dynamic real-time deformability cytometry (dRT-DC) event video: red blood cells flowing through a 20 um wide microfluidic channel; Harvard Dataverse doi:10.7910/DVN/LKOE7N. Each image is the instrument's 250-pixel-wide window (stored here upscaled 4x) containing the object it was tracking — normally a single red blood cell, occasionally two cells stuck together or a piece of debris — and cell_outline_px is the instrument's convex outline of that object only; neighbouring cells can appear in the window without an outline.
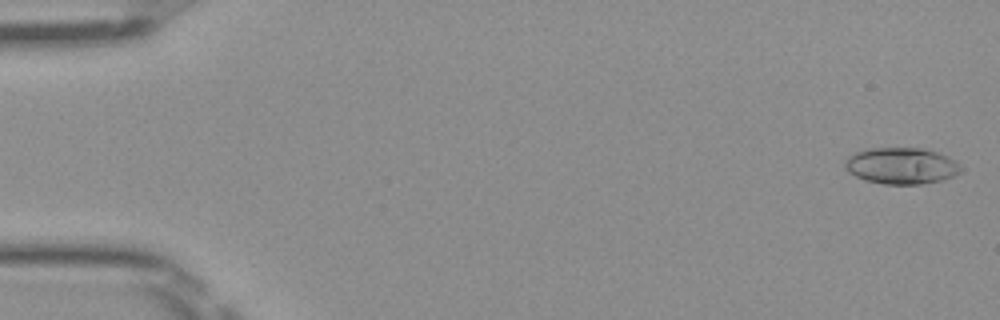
{"species": "Egyptian fruit bat (a non-hibernating species)", "species_latin": "Rousettus aegyptiacus", "temperature_condition": "room temperature", "stored_images_in_passage": 50, "camera_frame_rate_fps": 3000, "um_per_image_px": 0.085, "frame": {"image": 1, "passage_image": 1, "time_ms": 0.0, "image_size_px": [1000, 320], "cell_outline_px": [[964, 172], [944, 180], [920, 184], [884, 184], [864, 180], [848, 172], [844, 168], [844, 160], [848, 156], [856, 152], [868, 148], [920, 148], [936, 152], [948, 156], [956, 160], [964, 168]], "centroid_in_image_um": [76.65, 14.1], "position_along_channel_um": 8.3, "area_um2": 25.03}}
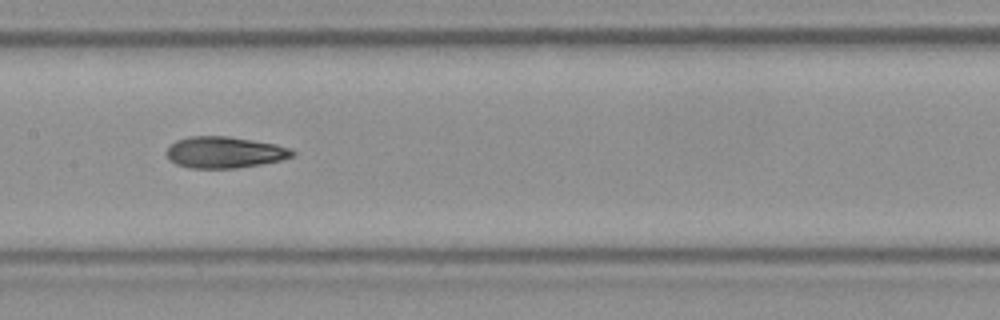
{"frame": {"image": 2, "passage_image": 25, "time_ms": 8.0, "image_size_px": [1000, 320], "cell_outline_px": [[296, 156], [284, 160], [236, 168], [188, 168], [176, 164], [168, 160], [164, 152], [176, 140], [188, 136], [228, 136], [276, 144], [292, 148], [296, 152]], "centroid_in_image_um": [19.1, 12.95], "position_along_channel_um": 188.3, "area_um2": 23.41}}
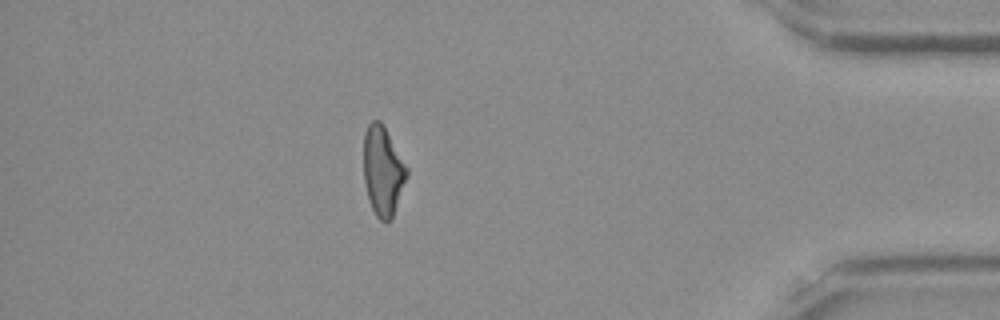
{"frame": {"image": 3, "passage_image": 44, "time_ms": 14.333, "image_size_px": [1000, 320], "cell_outline_px": [[408, 176], [392, 216], [388, 220], [380, 220], [376, 216], [368, 200], [364, 180], [364, 132], [368, 124], [372, 120], [380, 120], [408, 168]], "centroid_in_image_um": [32.53, 14.51], "position_along_channel_um": 402.7, "area_um2": 22.2}, "authors_computed_cell_mechanics": {"area_um2": 23.1778, "velocity_mm_per_s": 4.0423, "shape_relaxation_time_tau1_ms": 6.5651, "shape_relaxation_time_tau2_ms": 2.3165, "deformation_change_tau1": 0.1962, "deformation_change_tau2": 0.0988}}